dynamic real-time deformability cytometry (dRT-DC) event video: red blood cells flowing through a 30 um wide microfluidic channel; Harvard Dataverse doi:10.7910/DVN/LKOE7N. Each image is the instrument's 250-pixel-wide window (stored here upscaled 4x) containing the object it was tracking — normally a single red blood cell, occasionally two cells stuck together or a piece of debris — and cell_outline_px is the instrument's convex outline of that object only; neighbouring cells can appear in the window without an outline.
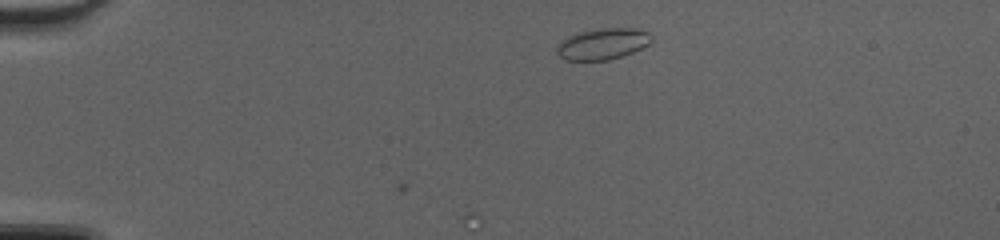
{"species": "common noctule bat (a hibernating species)", "species_latin": "Nyctalus noctula", "temperature_condition": "cold", "stored_images_in_passage": 3, "camera_frame_rate_fps": 3000, "um_per_image_px": 0.085, "animal": {"sex": "female", "body_mass_g": 20.0, "forearm_length_mm": 54.0}, "frame": {"image": 1, "passage_image": 3, "time_ms": 0.667, "image_size_px": [1000, 240], "cell_outline_px": [[652, 40], [648, 44], [632, 52], [608, 60], [564, 60], [556, 52], [556, 48], [568, 36], [580, 32], [600, 28], [636, 28], [648, 32], [652, 36]], "centroid_in_image_um": [51.24, 3.72], "position_along_channel_um": 33.8, "area_um2": 16.99}}